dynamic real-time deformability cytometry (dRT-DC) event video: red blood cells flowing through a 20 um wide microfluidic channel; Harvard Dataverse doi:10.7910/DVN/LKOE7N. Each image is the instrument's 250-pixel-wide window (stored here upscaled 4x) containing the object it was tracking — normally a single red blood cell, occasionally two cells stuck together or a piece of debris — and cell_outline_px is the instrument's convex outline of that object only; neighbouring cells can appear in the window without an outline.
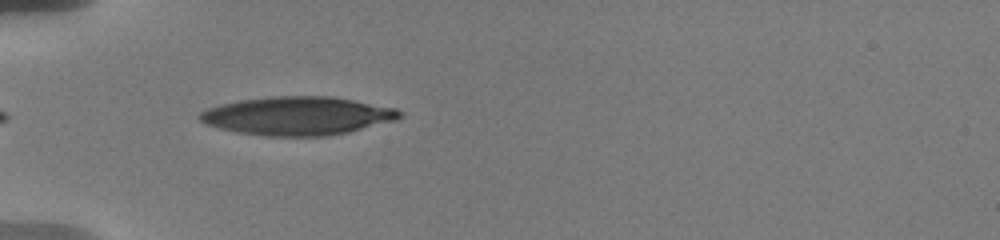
{"species": "human", "species_latin": "Homo sapiens", "temperature_condition": "warm", "stored_images_in_passage": 3, "camera_frame_rate_fps": 3000, "um_per_image_px": 0.085, "donor": {"sex": "male"}, "frame": {"image": 1, "passage_image": 1, "time_ms": 0.0, "image_size_px": [1000, 240], "cell_outline_px": [[404, 112], [396, 120], [348, 132], [328, 136], [268, 136], [240, 132], [220, 128], [204, 124], [196, 116], [200, 112], [208, 108], [220, 104], [240, 100], [268, 96], [332, 96], [396, 108]], "centroid_in_image_um": [25.28, 9.84], "position_along_channel_um": 59.7, "area_um2": 44.8}}
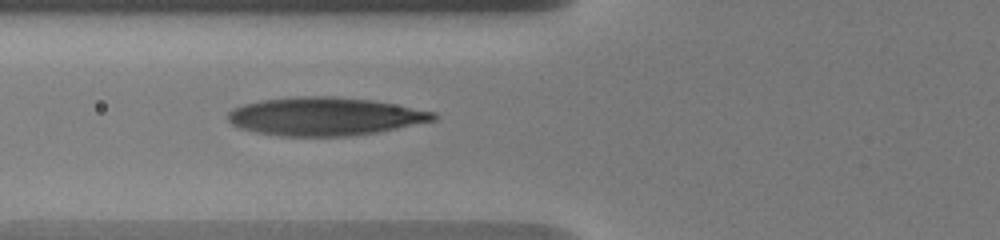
{"frame": {"image": 2, "passage_image": 3, "time_ms": 1.333, "image_size_px": [1000, 240], "cell_outline_px": [[440, 116], [436, 120], [376, 132], [348, 136], [280, 136], [256, 132], [240, 128], [232, 124], [228, 120], [228, 112], [232, 108], [244, 104], [260, 100], [296, 96], [332, 96], [372, 100], [436, 112]], "centroid_in_image_um": [27.59, 9.89], "position_along_channel_um": 98.2, "area_um2": 45.78}}